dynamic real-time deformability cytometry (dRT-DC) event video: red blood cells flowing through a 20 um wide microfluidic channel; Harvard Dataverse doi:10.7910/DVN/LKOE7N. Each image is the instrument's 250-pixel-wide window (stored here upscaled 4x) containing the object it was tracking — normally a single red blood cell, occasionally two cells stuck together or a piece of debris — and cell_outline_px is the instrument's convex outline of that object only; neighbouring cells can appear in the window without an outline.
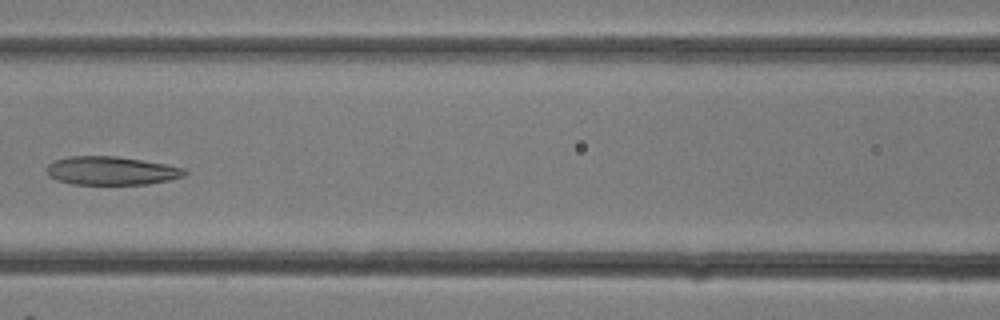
{"species": "common noctule bat (a hibernating species)", "species_latin": "Nyctalus noctula", "temperature_condition": "room temperature", "stored_images_in_passage": 9, "camera_frame_rate_fps": 3000, "um_per_image_px": 0.085, "animal": {"sex": "female"}, "frame": {"image": 1, "passage_image": 8, "time_ms": 2.333, "image_size_px": [1000, 320], "cell_outline_px": [[188, 172], [184, 176], [168, 180], [148, 184], [72, 184], [56, 180], [48, 176], [48, 164], [56, 160], [68, 156], [116, 156], [164, 164], [184, 168]], "centroid_in_image_um": [9.45, 14.51], "position_along_channel_um": 157.1, "area_um2": 22.72}}